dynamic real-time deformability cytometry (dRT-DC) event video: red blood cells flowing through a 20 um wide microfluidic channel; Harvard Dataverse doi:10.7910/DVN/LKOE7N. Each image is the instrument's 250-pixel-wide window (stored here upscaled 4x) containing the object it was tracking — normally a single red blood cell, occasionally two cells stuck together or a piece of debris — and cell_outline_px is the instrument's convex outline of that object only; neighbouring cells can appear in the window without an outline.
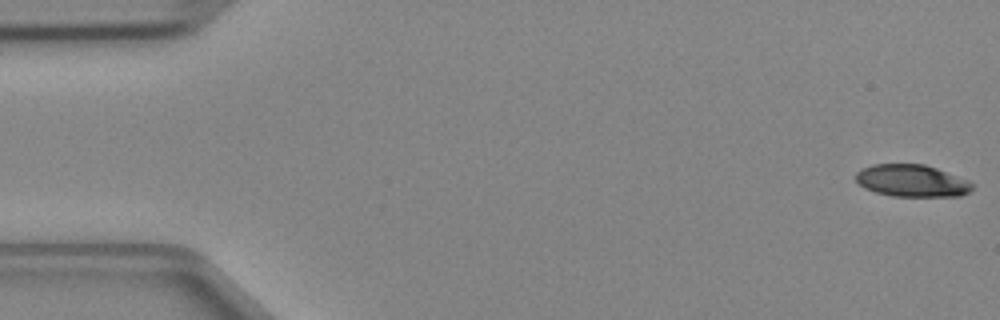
{"species": "Egyptian fruit bat (a non-hibernating species)", "species_latin": "Rousettus aegyptiacus", "temperature_condition": "cold", "stored_images_in_passage": 46, "camera_frame_rate_fps": 3000, "um_per_image_px": 0.085, "animal": {"sex": "female"}, "frame": {"image": 1, "passage_image": 1, "time_ms": 0.0, "image_size_px": [1000, 320], "cell_outline_px": [[972, 188], [968, 192], [960, 196], [892, 196], [876, 192], [864, 188], [856, 180], [856, 172], [872, 164], [924, 164], [936, 168], [968, 180], [972, 184]], "centroid_in_image_um": [77.49, 15.36], "position_along_channel_um": 7.5, "area_um2": 21.62}}
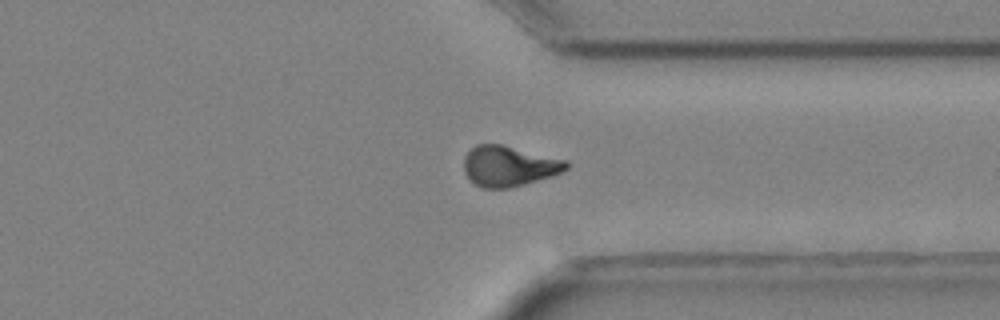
{"frame": {"image": 2, "passage_image": 36, "time_ms": 11.667, "image_size_px": [1000, 320], "cell_outline_px": [[568, 168], [552, 176], [524, 184], [508, 188], [480, 188], [464, 172], [464, 156], [476, 144], [500, 144], [568, 160]], "centroid_in_image_um": [43.26, 14.11], "position_along_channel_um": 368.1, "area_um2": 23.99}}
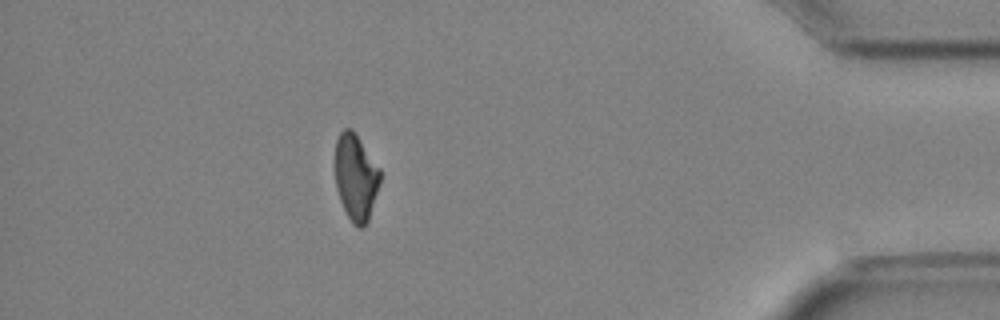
{"frame": {"image": 3, "passage_image": 42, "time_ms": 13.667, "image_size_px": [1000, 320], "cell_outline_px": [[380, 180], [368, 220], [364, 228], [356, 228], [352, 224], [340, 200], [336, 188], [336, 140], [340, 132], [344, 128], [352, 128], [380, 168]], "centroid_in_image_um": [30.24, 15.07], "position_along_channel_um": 405.0, "area_um2": 22.48}}